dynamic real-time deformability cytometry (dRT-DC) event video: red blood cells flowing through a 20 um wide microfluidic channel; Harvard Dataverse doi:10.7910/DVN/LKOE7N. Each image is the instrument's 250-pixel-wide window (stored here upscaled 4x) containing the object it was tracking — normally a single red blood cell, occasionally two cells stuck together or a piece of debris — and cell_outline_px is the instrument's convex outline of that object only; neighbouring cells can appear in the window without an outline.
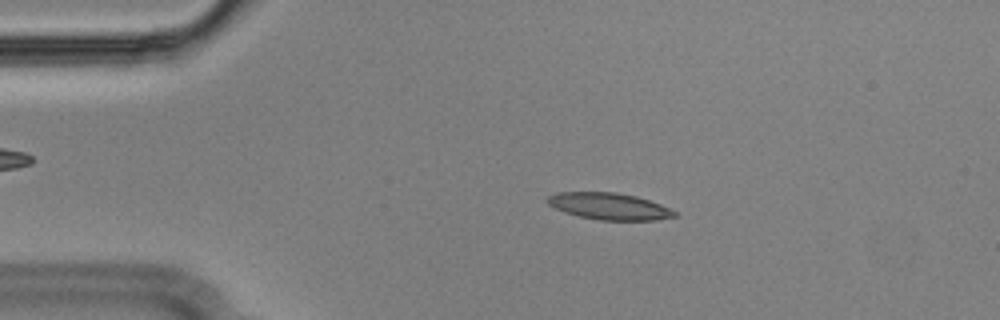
{"species": "Egyptian fruit bat (a non-hibernating species)", "species_latin": "Rousettus aegyptiacus", "temperature_condition": "cold", "stored_images_in_passage": 55, "camera_frame_rate_fps": 3000, "um_per_image_px": 0.085, "animal": {"sex": "male"}, "frame": {"image": 1, "passage_image": 10, "time_ms": 3.0, "image_size_px": [1000, 320], "cell_outline_px": [[676, 216], [652, 220], [600, 220], [580, 216], [564, 212], [548, 204], [544, 200], [548, 196], [556, 192], [616, 192], [636, 196], [660, 204], [676, 212]], "centroid_in_image_um": [51.73, 17.52], "position_along_channel_um": 33.3, "area_um2": 19.65}}
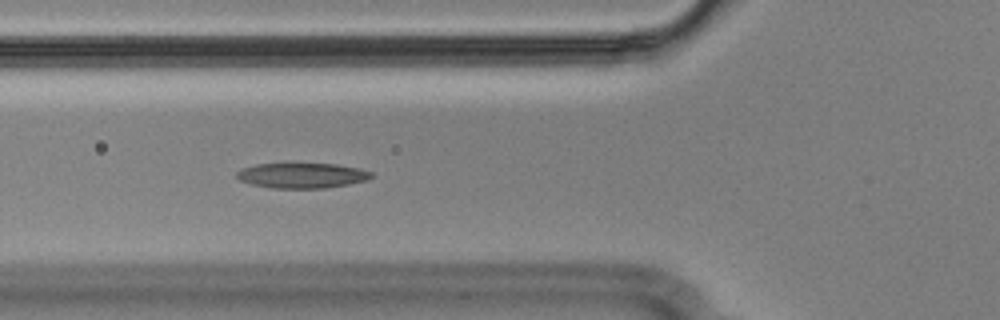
{"frame": {"image": 2, "passage_image": 19, "time_ms": 6.0, "image_size_px": [1000, 320], "cell_outline_px": [[372, 176], [368, 180], [348, 184], [324, 188], [272, 188], [252, 184], [240, 180], [236, 176], [236, 172], [240, 168], [256, 164], [284, 160], [336, 164], [360, 168], [372, 172]], "centroid_in_image_um": [25.62, 14.85], "position_along_channel_um": 100.2, "area_um2": 20.87}}
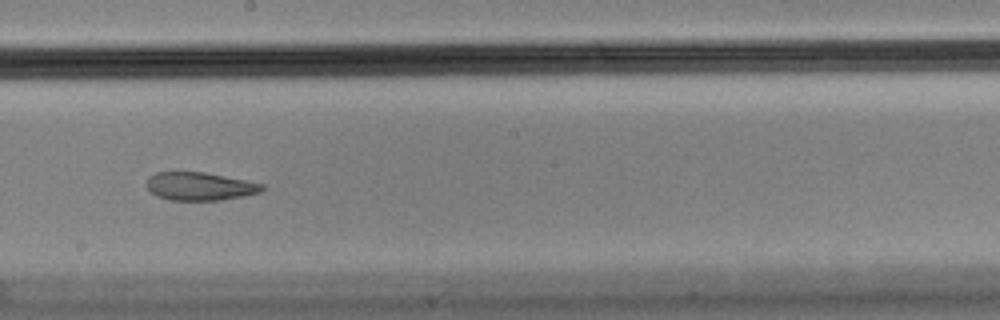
{"frame": {"image": 3, "passage_image": 30, "time_ms": 9.667, "image_size_px": [1000, 320], "cell_outline_px": [[264, 188], [260, 192], [244, 196], [220, 200], [168, 200], [156, 196], [148, 188], [148, 176], [156, 172], [204, 172], [264, 184]], "centroid_in_image_um": [16.97, 15.84], "position_along_channel_um": 231.2, "area_um2": 18.79}, "authors_computed_cell_mechanics": {"area_um2": 20.2878, "velocity_mm_per_s": 3.5628, "shape_relaxation_time_tau1_ms": null, "shape_relaxation_time_tau2_ms": 2.3887, "deformation_change_tau1": null, "deformation_change_tau2": 0.0912}}